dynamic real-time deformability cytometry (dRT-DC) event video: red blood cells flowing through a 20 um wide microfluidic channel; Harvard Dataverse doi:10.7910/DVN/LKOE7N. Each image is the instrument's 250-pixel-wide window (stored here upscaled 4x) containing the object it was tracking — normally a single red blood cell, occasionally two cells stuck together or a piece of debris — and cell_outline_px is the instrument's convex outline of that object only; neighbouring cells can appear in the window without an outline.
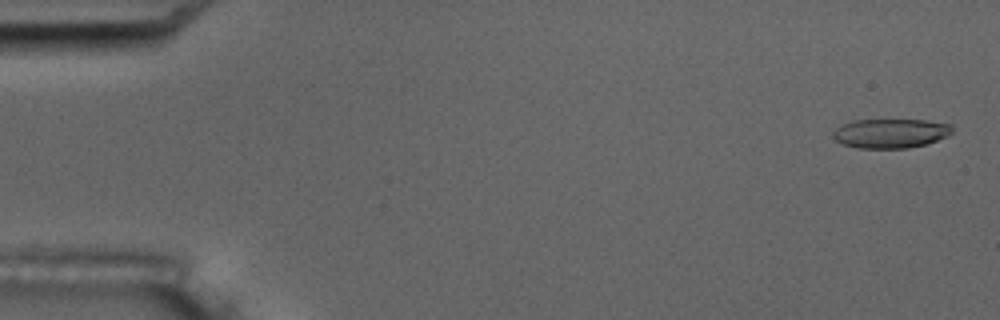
{"species": "common noctule bat (a hibernating species)", "species_latin": "Nyctalus noctula", "temperature_condition": "room temperature", "stored_images_in_passage": 6, "camera_frame_rate_fps": 3000, "um_per_image_px": 0.085, "animal": {"sex": "male", "body_mass_g": 17.5, "forearm_length_mm": 52.3}, "frame": {"image": 1, "passage_image": 1, "time_ms": 0.0, "image_size_px": [1000, 320], "cell_outline_px": [[952, 132], [948, 136], [928, 144], [908, 148], [856, 148], [844, 144], [836, 140], [832, 136], [832, 132], [836, 128], [852, 120], [924, 120], [952, 124]], "centroid_in_image_um": [75.72, 11.33], "position_along_channel_um": 9.3, "area_um2": 20.46}}